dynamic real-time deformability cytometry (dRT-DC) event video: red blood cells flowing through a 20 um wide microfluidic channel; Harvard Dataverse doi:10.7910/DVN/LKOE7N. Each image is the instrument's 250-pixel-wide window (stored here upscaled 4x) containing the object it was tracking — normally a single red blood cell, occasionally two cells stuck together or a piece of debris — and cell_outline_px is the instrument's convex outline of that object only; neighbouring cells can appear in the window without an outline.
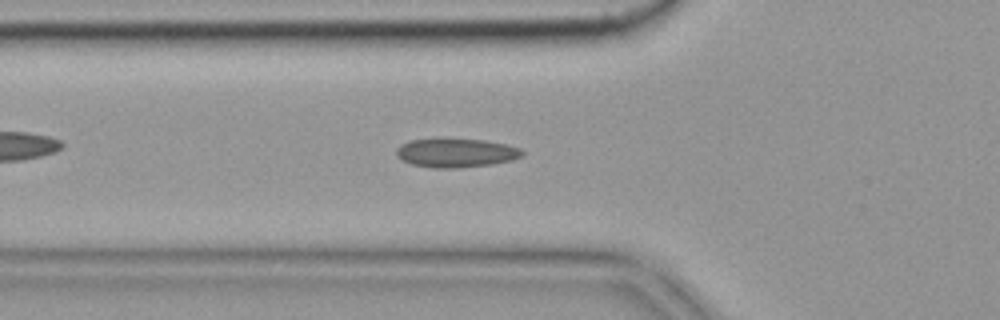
{"species": "common noctule bat (a hibernating species)", "species_latin": "Nyctalus noctula", "temperature_condition": "cold", "stored_images_in_passage": 51, "camera_frame_rate_fps": 3000, "um_per_image_px": 0.085, "animal": {"sex": "female", "body_mass_g": 19.9}, "frame": {"image": 1, "passage_image": 15, "time_ms": 4.667, "image_size_px": [1000, 320], "cell_outline_px": [[524, 156], [512, 160], [492, 164], [456, 168], [436, 168], [412, 164], [400, 160], [396, 156], [396, 148], [400, 144], [412, 140], [484, 140], [508, 144], [520, 148], [524, 152]], "centroid_in_image_um": [38.78, 13.01], "position_along_channel_um": 87.0, "area_um2": 20.98}, "authors_computed_cell_mechanics": {"area_um2": 20.1144, "velocity_mm_per_s": 3.6345, "shape_relaxation_time_tau1_ms": null, "shape_relaxation_time_tau2_ms": 3.3786, "deformation_change_tau1": null, "deformation_change_tau2": 0.0996}}